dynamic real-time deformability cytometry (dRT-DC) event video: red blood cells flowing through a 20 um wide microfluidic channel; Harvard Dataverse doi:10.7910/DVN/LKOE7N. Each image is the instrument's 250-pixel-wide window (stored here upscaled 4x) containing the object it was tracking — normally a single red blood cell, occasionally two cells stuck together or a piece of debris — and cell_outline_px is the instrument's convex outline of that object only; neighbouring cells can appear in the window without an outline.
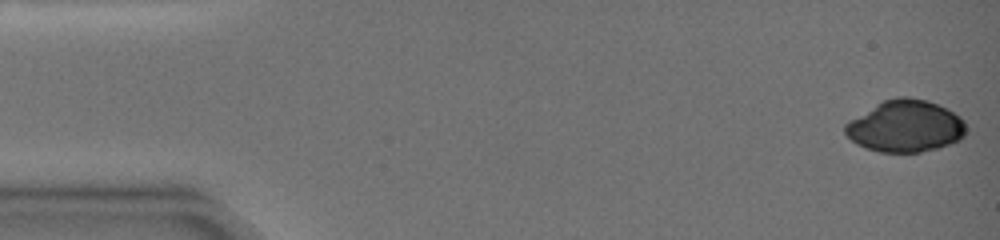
{"species": "common noctule bat (a hibernating species)", "species_latin": "Nyctalus noctula", "temperature_condition": "warm", "stored_images_in_passage": 2, "camera_frame_rate_fps": 3000, "um_per_image_px": 0.085, "animal": {"sex": "female", "body_mass_g": 19.0, "forearm_length_mm": 51.5}, "frame": {"image": 1, "passage_image": 1, "time_ms": 0.0, "image_size_px": [1000, 240], "cell_outline_px": [[964, 136], [960, 140], [936, 148], [920, 152], [880, 152], [864, 148], [856, 144], [844, 132], [844, 124], [848, 120], [876, 104], [884, 100], [896, 96], [908, 96], [928, 100], [960, 116], [964, 120]], "centroid_in_image_um": [76.91, 10.72], "position_along_channel_um": 8.1, "area_um2": 36.53}}